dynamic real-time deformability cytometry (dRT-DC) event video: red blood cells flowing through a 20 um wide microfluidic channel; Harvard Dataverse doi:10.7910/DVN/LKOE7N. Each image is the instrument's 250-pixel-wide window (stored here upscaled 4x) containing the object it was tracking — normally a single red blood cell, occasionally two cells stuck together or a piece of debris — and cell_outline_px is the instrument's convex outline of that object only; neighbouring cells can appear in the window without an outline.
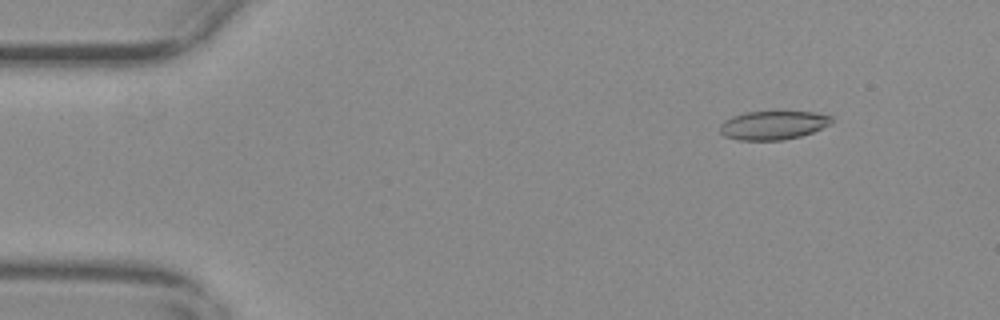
{"species": "common noctule bat (a hibernating species)", "species_latin": "Nyctalus noctula", "temperature_condition": "warm", "stored_images_in_passage": 57, "camera_frame_rate_fps": 3000, "um_per_image_px": 0.085, "animal": {"sex": "female", "body_mass_g": 29.2, "forearm_length_mm": 56.3}, "frame": {"image": 1, "passage_image": 7, "time_ms": 2.0, "image_size_px": [1000, 320], "cell_outline_px": [[832, 124], [812, 132], [800, 136], [784, 140], [740, 140], [724, 136], [720, 132], [720, 124], [724, 120], [732, 116], [744, 112], [776, 108], [812, 112], [832, 116]], "centroid_in_image_um": [65.72, 10.58], "position_along_channel_um": 19.3, "area_um2": 19.65}}
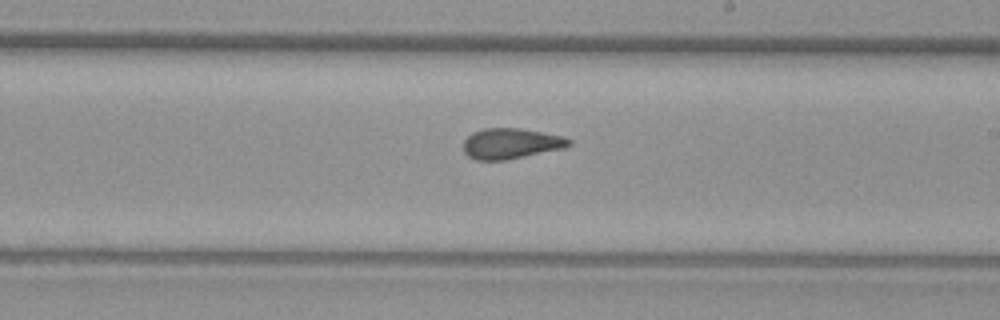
{"frame": {"image": 2, "passage_image": 33, "time_ms": 10.667, "image_size_px": [1000, 320], "cell_outline_px": [[572, 144], [564, 148], [504, 160], [476, 160], [468, 156], [464, 152], [464, 140], [472, 132], [484, 128], [520, 128], [560, 136], [572, 140]], "centroid_in_image_um": [43.4, 12.2], "position_along_channel_um": 245.6, "area_um2": 18.61}}
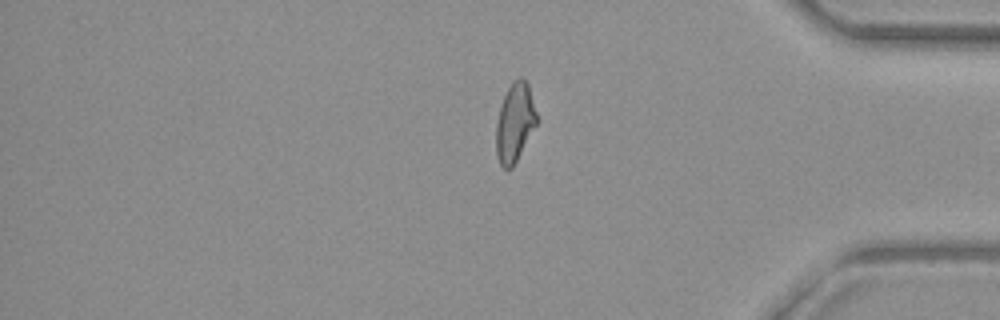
{"frame": {"image": 3, "passage_image": 47, "time_ms": 15.333, "image_size_px": [1000, 320], "cell_outline_px": [[536, 124], [512, 168], [504, 168], [500, 164], [496, 152], [496, 124], [500, 108], [504, 96], [512, 80], [520, 76], [524, 76], [528, 84], [536, 112]], "centroid_in_image_um": [43.75, 10.37], "position_along_channel_um": 391.5, "area_um2": 18.32}, "authors_computed_cell_mechanics": {"area_um2": 19.1318, "velocity_mm_per_s": 3.6865, "shape_relaxation_time_tau1_ms": null, "shape_relaxation_time_tau2_ms": 1.6333, "deformation_change_tau1": null, "deformation_change_tau2": 0.0959}}